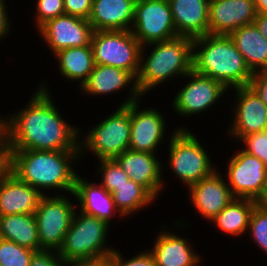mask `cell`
Here are the masks:
<instances>
[{
	"label": "cell",
	"mask_w": 267,
	"mask_h": 266,
	"mask_svg": "<svg viewBox=\"0 0 267 266\" xmlns=\"http://www.w3.org/2000/svg\"><path fill=\"white\" fill-rule=\"evenodd\" d=\"M41 81L24 107L7 115L8 150L80 151V126L61 115L49 84Z\"/></svg>",
	"instance_id": "cell-1"
},
{
	"label": "cell",
	"mask_w": 267,
	"mask_h": 266,
	"mask_svg": "<svg viewBox=\"0 0 267 266\" xmlns=\"http://www.w3.org/2000/svg\"><path fill=\"white\" fill-rule=\"evenodd\" d=\"M80 161V151L8 150L5 167L43 195H62L73 193Z\"/></svg>",
	"instance_id": "cell-2"
},
{
	"label": "cell",
	"mask_w": 267,
	"mask_h": 266,
	"mask_svg": "<svg viewBox=\"0 0 267 266\" xmlns=\"http://www.w3.org/2000/svg\"><path fill=\"white\" fill-rule=\"evenodd\" d=\"M192 59L193 39L186 36L143 45L136 78L140 95L145 98L156 87L182 79L193 70Z\"/></svg>",
	"instance_id": "cell-3"
},
{
	"label": "cell",
	"mask_w": 267,
	"mask_h": 266,
	"mask_svg": "<svg viewBox=\"0 0 267 266\" xmlns=\"http://www.w3.org/2000/svg\"><path fill=\"white\" fill-rule=\"evenodd\" d=\"M193 71L221 82L228 90L249 86L253 72L229 36L193 39Z\"/></svg>",
	"instance_id": "cell-4"
},
{
	"label": "cell",
	"mask_w": 267,
	"mask_h": 266,
	"mask_svg": "<svg viewBox=\"0 0 267 266\" xmlns=\"http://www.w3.org/2000/svg\"><path fill=\"white\" fill-rule=\"evenodd\" d=\"M198 137L199 135L190 129H177L166 144L168 155L166 165L162 161V171L170 169L172 175H175L186 188L211 176L219 168L214 165L210 156L212 154H209L203 146L204 142Z\"/></svg>",
	"instance_id": "cell-5"
},
{
	"label": "cell",
	"mask_w": 267,
	"mask_h": 266,
	"mask_svg": "<svg viewBox=\"0 0 267 266\" xmlns=\"http://www.w3.org/2000/svg\"><path fill=\"white\" fill-rule=\"evenodd\" d=\"M98 121L91 129L83 131L80 127L79 139L80 160L89 152L96 157L95 160L114 159L129 149L131 130V103L118 107Z\"/></svg>",
	"instance_id": "cell-6"
},
{
	"label": "cell",
	"mask_w": 267,
	"mask_h": 266,
	"mask_svg": "<svg viewBox=\"0 0 267 266\" xmlns=\"http://www.w3.org/2000/svg\"><path fill=\"white\" fill-rule=\"evenodd\" d=\"M111 229L106 222L76 209L62 246L57 251L66 262L94 260L110 256L116 249L108 245Z\"/></svg>",
	"instance_id": "cell-7"
},
{
	"label": "cell",
	"mask_w": 267,
	"mask_h": 266,
	"mask_svg": "<svg viewBox=\"0 0 267 266\" xmlns=\"http://www.w3.org/2000/svg\"><path fill=\"white\" fill-rule=\"evenodd\" d=\"M91 48L95 64L121 68L137 78L142 45L131 30L94 31Z\"/></svg>",
	"instance_id": "cell-8"
},
{
	"label": "cell",
	"mask_w": 267,
	"mask_h": 266,
	"mask_svg": "<svg viewBox=\"0 0 267 266\" xmlns=\"http://www.w3.org/2000/svg\"><path fill=\"white\" fill-rule=\"evenodd\" d=\"M184 86H179L173 98H171L172 111L177 116L188 119L192 116L198 117L209 109L213 111L229 90L219 81L210 77L197 74L193 70L182 78ZM180 88V89H179ZM198 115V116H197Z\"/></svg>",
	"instance_id": "cell-9"
},
{
	"label": "cell",
	"mask_w": 267,
	"mask_h": 266,
	"mask_svg": "<svg viewBox=\"0 0 267 266\" xmlns=\"http://www.w3.org/2000/svg\"><path fill=\"white\" fill-rule=\"evenodd\" d=\"M70 196L71 194H62L41 197L34 216L42 249L58 251L62 246L77 209Z\"/></svg>",
	"instance_id": "cell-10"
},
{
	"label": "cell",
	"mask_w": 267,
	"mask_h": 266,
	"mask_svg": "<svg viewBox=\"0 0 267 266\" xmlns=\"http://www.w3.org/2000/svg\"><path fill=\"white\" fill-rule=\"evenodd\" d=\"M227 159L224 177L235 198L259 201L267 190V166L241 148Z\"/></svg>",
	"instance_id": "cell-11"
},
{
	"label": "cell",
	"mask_w": 267,
	"mask_h": 266,
	"mask_svg": "<svg viewBox=\"0 0 267 266\" xmlns=\"http://www.w3.org/2000/svg\"><path fill=\"white\" fill-rule=\"evenodd\" d=\"M141 100L131 103L130 150L157 153L159 149H163L160 148L163 145L162 143L165 146L164 141L168 142L177 129H190L184 124L183 126L179 125L173 128L171 134L168 133L167 135L166 132L169 130L168 121L165 114L161 112V108L155 109L151 106H143L142 108L140 103H143V101Z\"/></svg>",
	"instance_id": "cell-12"
},
{
	"label": "cell",
	"mask_w": 267,
	"mask_h": 266,
	"mask_svg": "<svg viewBox=\"0 0 267 266\" xmlns=\"http://www.w3.org/2000/svg\"><path fill=\"white\" fill-rule=\"evenodd\" d=\"M131 32L146 45L177 37L168 0H136Z\"/></svg>",
	"instance_id": "cell-13"
},
{
	"label": "cell",
	"mask_w": 267,
	"mask_h": 266,
	"mask_svg": "<svg viewBox=\"0 0 267 266\" xmlns=\"http://www.w3.org/2000/svg\"><path fill=\"white\" fill-rule=\"evenodd\" d=\"M172 222L173 227L163 223L155 240L153 246L148 251L153 256L157 266H201L203 255L199 254L192 244L190 238H186L184 233H177L176 230L181 228L188 230L190 223L180 221L179 219ZM183 222V223H182ZM165 224V225H164ZM164 225V226H163ZM170 227V228H169ZM184 227V228H183ZM173 228V229H172ZM172 229V230H169ZM176 229V230H175ZM175 230V232H174ZM173 231V232H172ZM177 233V234H176ZM183 235V236H182ZM190 239V240H189ZM202 259V260H201Z\"/></svg>",
	"instance_id": "cell-14"
},
{
	"label": "cell",
	"mask_w": 267,
	"mask_h": 266,
	"mask_svg": "<svg viewBox=\"0 0 267 266\" xmlns=\"http://www.w3.org/2000/svg\"><path fill=\"white\" fill-rule=\"evenodd\" d=\"M230 93L235 94V100L230 110L232 121L225 133L234 139L231 143L236 141L239 145L242 137L267 130V106L250 86L233 88L229 96Z\"/></svg>",
	"instance_id": "cell-15"
},
{
	"label": "cell",
	"mask_w": 267,
	"mask_h": 266,
	"mask_svg": "<svg viewBox=\"0 0 267 266\" xmlns=\"http://www.w3.org/2000/svg\"><path fill=\"white\" fill-rule=\"evenodd\" d=\"M93 32L88 20L66 14L48 20L37 30L52 56L70 47L91 46Z\"/></svg>",
	"instance_id": "cell-16"
},
{
	"label": "cell",
	"mask_w": 267,
	"mask_h": 266,
	"mask_svg": "<svg viewBox=\"0 0 267 266\" xmlns=\"http://www.w3.org/2000/svg\"><path fill=\"white\" fill-rule=\"evenodd\" d=\"M124 90L128 92L127 98L119 104V107L143 98L137 89L136 78L130 72L113 66L95 64L88 80L79 89V93L88 94L87 97L100 98L103 95L105 97L112 94L118 95L119 91L122 93Z\"/></svg>",
	"instance_id": "cell-17"
},
{
	"label": "cell",
	"mask_w": 267,
	"mask_h": 266,
	"mask_svg": "<svg viewBox=\"0 0 267 266\" xmlns=\"http://www.w3.org/2000/svg\"><path fill=\"white\" fill-rule=\"evenodd\" d=\"M130 179L143 186L156 200L166 189L162 159L157 153L137 152L130 149L114 158ZM161 160V161H160Z\"/></svg>",
	"instance_id": "cell-18"
},
{
	"label": "cell",
	"mask_w": 267,
	"mask_h": 266,
	"mask_svg": "<svg viewBox=\"0 0 267 266\" xmlns=\"http://www.w3.org/2000/svg\"><path fill=\"white\" fill-rule=\"evenodd\" d=\"M220 169V170H219ZM219 170V171H218ZM218 168L211 176L190 185L188 191V202L199 213L201 219L211 221L222 209H224L235 197L229 185Z\"/></svg>",
	"instance_id": "cell-19"
},
{
	"label": "cell",
	"mask_w": 267,
	"mask_h": 266,
	"mask_svg": "<svg viewBox=\"0 0 267 266\" xmlns=\"http://www.w3.org/2000/svg\"><path fill=\"white\" fill-rule=\"evenodd\" d=\"M80 174L79 172L75 178L74 190L71 193V198L74 199V202L76 201V208L84 214L106 222L110 226L112 225V219L117 216L120 219H125L116 209L112 194L98 181H92L90 178L88 180Z\"/></svg>",
	"instance_id": "cell-20"
},
{
	"label": "cell",
	"mask_w": 267,
	"mask_h": 266,
	"mask_svg": "<svg viewBox=\"0 0 267 266\" xmlns=\"http://www.w3.org/2000/svg\"><path fill=\"white\" fill-rule=\"evenodd\" d=\"M208 34L229 36L234 30L253 23V0H210Z\"/></svg>",
	"instance_id": "cell-21"
},
{
	"label": "cell",
	"mask_w": 267,
	"mask_h": 266,
	"mask_svg": "<svg viewBox=\"0 0 267 266\" xmlns=\"http://www.w3.org/2000/svg\"><path fill=\"white\" fill-rule=\"evenodd\" d=\"M43 194L6 167L0 171V216L35 213Z\"/></svg>",
	"instance_id": "cell-22"
},
{
	"label": "cell",
	"mask_w": 267,
	"mask_h": 266,
	"mask_svg": "<svg viewBox=\"0 0 267 266\" xmlns=\"http://www.w3.org/2000/svg\"><path fill=\"white\" fill-rule=\"evenodd\" d=\"M177 36L195 39L208 34L210 0H168Z\"/></svg>",
	"instance_id": "cell-23"
},
{
	"label": "cell",
	"mask_w": 267,
	"mask_h": 266,
	"mask_svg": "<svg viewBox=\"0 0 267 266\" xmlns=\"http://www.w3.org/2000/svg\"><path fill=\"white\" fill-rule=\"evenodd\" d=\"M136 0H93L88 21L94 31L131 30Z\"/></svg>",
	"instance_id": "cell-24"
},
{
	"label": "cell",
	"mask_w": 267,
	"mask_h": 266,
	"mask_svg": "<svg viewBox=\"0 0 267 266\" xmlns=\"http://www.w3.org/2000/svg\"><path fill=\"white\" fill-rule=\"evenodd\" d=\"M229 37L253 73L267 71V39L254 23L234 30Z\"/></svg>",
	"instance_id": "cell-25"
},
{
	"label": "cell",
	"mask_w": 267,
	"mask_h": 266,
	"mask_svg": "<svg viewBox=\"0 0 267 266\" xmlns=\"http://www.w3.org/2000/svg\"><path fill=\"white\" fill-rule=\"evenodd\" d=\"M58 61L59 76L67 82L79 83L77 89L88 80L94 69L95 62L91 46L70 47L53 55ZM77 81V82H76Z\"/></svg>",
	"instance_id": "cell-26"
},
{
	"label": "cell",
	"mask_w": 267,
	"mask_h": 266,
	"mask_svg": "<svg viewBox=\"0 0 267 266\" xmlns=\"http://www.w3.org/2000/svg\"><path fill=\"white\" fill-rule=\"evenodd\" d=\"M257 203L248 198H234L210 223L223 235L240 240L239 237L247 236L250 215Z\"/></svg>",
	"instance_id": "cell-27"
},
{
	"label": "cell",
	"mask_w": 267,
	"mask_h": 266,
	"mask_svg": "<svg viewBox=\"0 0 267 266\" xmlns=\"http://www.w3.org/2000/svg\"><path fill=\"white\" fill-rule=\"evenodd\" d=\"M0 238L34 251L43 250L34 213L0 216Z\"/></svg>",
	"instance_id": "cell-28"
},
{
	"label": "cell",
	"mask_w": 267,
	"mask_h": 266,
	"mask_svg": "<svg viewBox=\"0 0 267 266\" xmlns=\"http://www.w3.org/2000/svg\"><path fill=\"white\" fill-rule=\"evenodd\" d=\"M116 209L124 218L148 209L156 199L141 185L129 179L111 192Z\"/></svg>",
	"instance_id": "cell-29"
},
{
	"label": "cell",
	"mask_w": 267,
	"mask_h": 266,
	"mask_svg": "<svg viewBox=\"0 0 267 266\" xmlns=\"http://www.w3.org/2000/svg\"><path fill=\"white\" fill-rule=\"evenodd\" d=\"M98 167L95 168L96 173L100 181H98L103 187L107 189L108 192L115 191V187H119L126 183L130 178L124 172V170L119 166V164L114 159H102L98 160Z\"/></svg>",
	"instance_id": "cell-30"
},
{
	"label": "cell",
	"mask_w": 267,
	"mask_h": 266,
	"mask_svg": "<svg viewBox=\"0 0 267 266\" xmlns=\"http://www.w3.org/2000/svg\"><path fill=\"white\" fill-rule=\"evenodd\" d=\"M247 233L258 250L267 257V211L258 203L251 212Z\"/></svg>",
	"instance_id": "cell-31"
},
{
	"label": "cell",
	"mask_w": 267,
	"mask_h": 266,
	"mask_svg": "<svg viewBox=\"0 0 267 266\" xmlns=\"http://www.w3.org/2000/svg\"><path fill=\"white\" fill-rule=\"evenodd\" d=\"M35 251L0 238V266H29Z\"/></svg>",
	"instance_id": "cell-32"
},
{
	"label": "cell",
	"mask_w": 267,
	"mask_h": 266,
	"mask_svg": "<svg viewBox=\"0 0 267 266\" xmlns=\"http://www.w3.org/2000/svg\"><path fill=\"white\" fill-rule=\"evenodd\" d=\"M34 9V24L38 30L43 24L52 18L64 15V0H35Z\"/></svg>",
	"instance_id": "cell-33"
},
{
	"label": "cell",
	"mask_w": 267,
	"mask_h": 266,
	"mask_svg": "<svg viewBox=\"0 0 267 266\" xmlns=\"http://www.w3.org/2000/svg\"><path fill=\"white\" fill-rule=\"evenodd\" d=\"M239 142L243 151L256 156L267 166V130L248 134Z\"/></svg>",
	"instance_id": "cell-34"
},
{
	"label": "cell",
	"mask_w": 267,
	"mask_h": 266,
	"mask_svg": "<svg viewBox=\"0 0 267 266\" xmlns=\"http://www.w3.org/2000/svg\"><path fill=\"white\" fill-rule=\"evenodd\" d=\"M137 253L138 254H135L131 258H126L116 247V249L109 256L111 266H157L153 256L147 249L145 250L144 248L143 252L139 251Z\"/></svg>",
	"instance_id": "cell-35"
},
{
	"label": "cell",
	"mask_w": 267,
	"mask_h": 266,
	"mask_svg": "<svg viewBox=\"0 0 267 266\" xmlns=\"http://www.w3.org/2000/svg\"><path fill=\"white\" fill-rule=\"evenodd\" d=\"M68 262L64 261L55 250L35 251L30 259L29 266H67Z\"/></svg>",
	"instance_id": "cell-36"
},
{
	"label": "cell",
	"mask_w": 267,
	"mask_h": 266,
	"mask_svg": "<svg viewBox=\"0 0 267 266\" xmlns=\"http://www.w3.org/2000/svg\"><path fill=\"white\" fill-rule=\"evenodd\" d=\"M92 3L93 0H64L65 14L88 20L92 11Z\"/></svg>",
	"instance_id": "cell-37"
},
{
	"label": "cell",
	"mask_w": 267,
	"mask_h": 266,
	"mask_svg": "<svg viewBox=\"0 0 267 266\" xmlns=\"http://www.w3.org/2000/svg\"><path fill=\"white\" fill-rule=\"evenodd\" d=\"M249 86L267 106V71L254 72Z\"/></svg>",
	"instance_id": "cell-38"
},
{
	"label": "cell",
	"mask_w": 267,
	"mask_h": 266,
	"mask_svg": "<svg viewBox=\"0 0 267 266\" xmlns=\"http://www.w3.org/2000/svg\"><path fill=\"white\" fill-rule=\"evenodd\" d=\"M9 5H0V41L4 40L5 36L11 31L12 17H9L11 13L8 12Z\"/></svg>",
	"instance_id": "cell-39"
},
{
	"label": "cell",
	"mask_w": 267,
	"mask_h": 266,
	"mask_svg": "<svg viewBox=\"0 0 267 266\" xmlns=\"http://www.w3.org/2000/svg\"><path fill=\"white\" fill-rule=\"evenodd\" d=\"M7 155V115L0 114V158L6 162Z\"/></svg>",
	"instance_id": "cell-40"
},
{
	"label": "cell",
	"mask_w": 267,
	"mask_h": 266,
	"mask_svg": "<svg viewBox=\"0 0 267 266\" xmlns=\"http://www.w3.org/2000/svg\"><path fill=\"white\" fill-rule=\"evenodd\" d=\"M67 266H111L109 256L94 260H82L68 262Z\"/></svg>",
	"instance_id": "cell-41"
},
{
	"label": "cell",
	"mask_w": 267,
	"mask_h": 266,
	"mask_svg": "<svg viewBox=\"0 0 267 266\" xmlns=\"http://www.w3.org/2000/svg\"><path fill=\"white\" fill-rule=\"evenodd\" d=\"M253 23L261 32V34L267 39V15L257 13Z\"/></svg>",
	"instance_id": "cell-42"
},
{
	"label": "cell",
	"mask_w": 267,
	"mask_h": 266,
	"mask_svg": "<svg viewBox=\"0 0 267 266\" xmlns=\"http://www.w3.org/2000/svg\"><path fill=\"white\" fill-rule=\"evenodd\" d=\"M256 13L267 15V0H253Z\"/></svg>",
	"instance_id": "cell-43"
},
{
	"label": "cell",
	"mask_w": 267,
	"mask_h": 266,
	"mask_svg": "<svg viewBox=\"0 0 267 266\" xmlns=\"http://www.w3.org/2000/svg\"><path fill=\"white\" fill-rule=\"evenodd\" d=\"M258 204L267 211V190L263 197L258 201Z\"/></svg>",
	"instance_id": "cell-44"
},
{
	"label": "cell",
	"mask_w": 267,
	"mask_h": 266,
	"mask_svg": "<svg viewBox=\"0 0 267 266\" xmlns=\"http://www.w3.org/2000/svg\"><path fill=\"white\" fill-rule=\"evenodd\" d=\"M5 167V162L0 158V171Z\"/></svg>",
	"instance_id": "cell-45"
},
{
	"label": "cell",
	"mask_w": 267,
	"mask_h": 266,
	"mask_svg": "<svg viewBox=\"0 0 267 266\" xmlns=\"http://www.w3.org/2000/svg\"><path fill=\"white\" fill-rule=\"evenodd\" d=\"M6 0H0V5H8V4H6Z\"/></svg>",
	"instance_id": "cell-46"
}]
</instances>
